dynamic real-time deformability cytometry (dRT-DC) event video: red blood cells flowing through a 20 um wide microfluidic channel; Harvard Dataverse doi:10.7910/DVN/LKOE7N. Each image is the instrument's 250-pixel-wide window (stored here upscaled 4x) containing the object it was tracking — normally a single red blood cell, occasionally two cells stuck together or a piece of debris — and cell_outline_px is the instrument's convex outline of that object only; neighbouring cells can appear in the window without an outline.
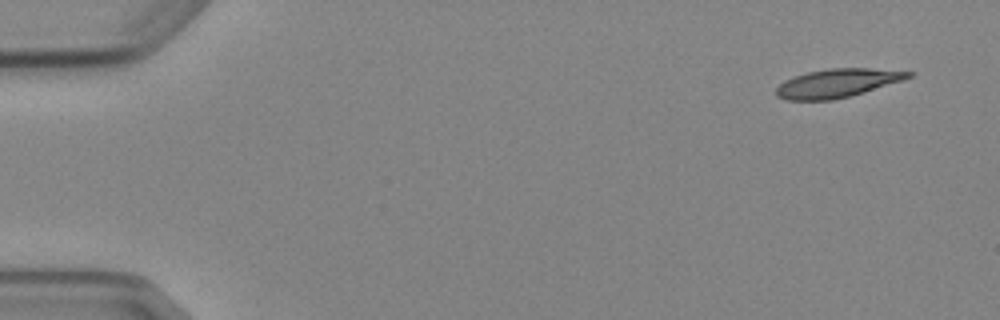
{"species": "Egyptian fruit bat (a non-hibernating species)", "species_latin": "Rousettus aegyptiacus", "temperature_condition": "cold", "stored_images_in_passage": 4, "camera_frame_rate_fps": 3000, "um_per_image_px": 0.085, "animal": {"sex": "female"}, "frame": {"image": 1, "passage_image": 1, "time_ms": 0.0, "image_size_px": [1000, 320], "cell_outline_px": [[916, 72], [912, 76], [864, 92], [832, 100], [788, 100], [776, 96], [776, 88], [784, 80], [808, 72], [828, 68], [868, 68]], "centroid_in_image_um": [71.14, 7.06], "position_along_channel_um": 13.9, "area_um2": 21.68}}